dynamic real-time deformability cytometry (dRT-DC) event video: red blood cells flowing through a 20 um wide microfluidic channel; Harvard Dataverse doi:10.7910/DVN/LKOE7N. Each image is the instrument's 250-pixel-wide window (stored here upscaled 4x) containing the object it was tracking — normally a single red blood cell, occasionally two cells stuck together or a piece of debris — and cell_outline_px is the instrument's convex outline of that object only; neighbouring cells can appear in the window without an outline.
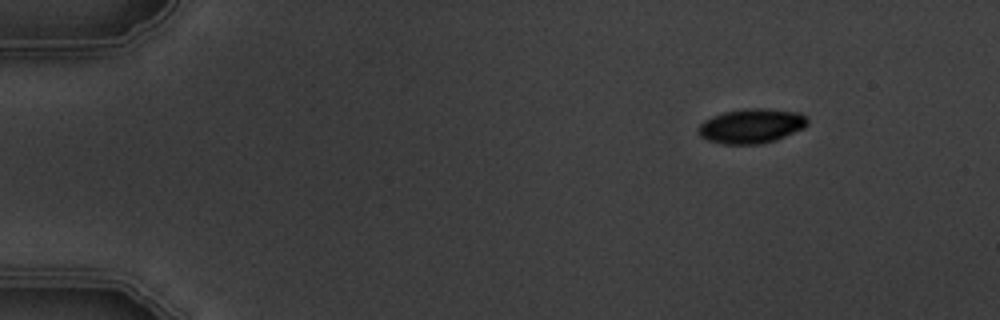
{"species": "common noctule bat (a hibernating species)", "species_latin": "Nyctalus noctula", "temperature_condition": "warm", "stored_images_in_passage": 4, "camera_frame_rate_fps": 3000, "um_per_image_px": 0.085, "animal": {"sex": "male", "body_mass_g": 19.5, "forearm_length_mm": 54.6}, "frame": {"image": 1, "passage_image": 1, "time_ms": 0.0, "image_size_px": [1000, 320], "cell_outline_px": [[808, 124], [804, 128], [776, 140], [760, 144], [724, 144], [708, 140], [700, 136], [696, 128], [704, 120], [712, 116], [724, 112], [748, 108], [768, 108], [800, 112], [808, 120]], "centroid_in_image_um": [63.87, 10.7], "position_along_channel_um": 21.1, "area_um2": 22.14}}
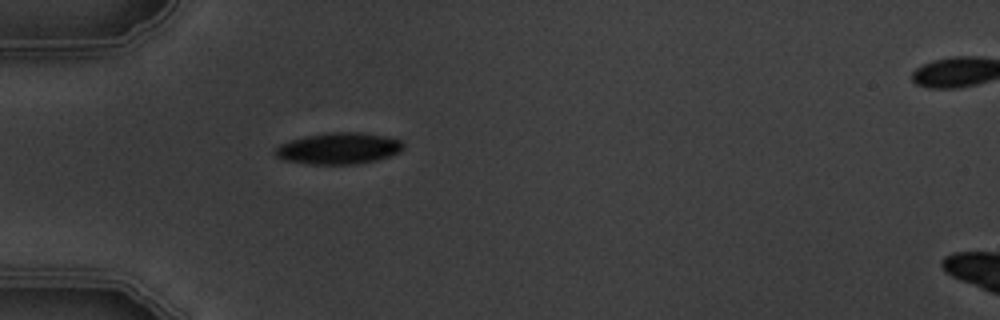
{"frame": {"image": 2, "passage_image": 4, "time_ms": 3.333, "image_size_px": [1000, 320], "cell_outline_px": [[404, 148], [400, 152], [376, 160], [356, 164], [308, 164], [284, 160], [276, 156], [272, 152], [280, 144], [304, 136], [328, 132], [360, 132], [388, 136], [400, 140], [404, 144]], "centroid_in_image_um": [28.79, 12.61], "position_along_channel_um": 56.2, "area_um2": 23.58}}